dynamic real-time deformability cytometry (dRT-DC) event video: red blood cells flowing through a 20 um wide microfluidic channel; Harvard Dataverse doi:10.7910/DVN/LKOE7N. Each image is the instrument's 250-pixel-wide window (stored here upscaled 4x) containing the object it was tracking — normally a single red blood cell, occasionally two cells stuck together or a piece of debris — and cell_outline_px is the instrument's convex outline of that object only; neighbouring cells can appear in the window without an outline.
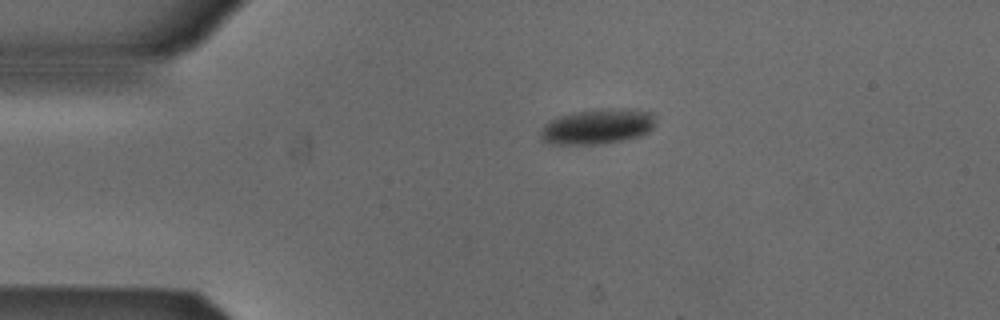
{"species": "Egyptian fruit bat (a non-hibernating species)", "species_latin": "Rousettus aegyptiacus", "temperature_condition": "cold", "stored_images_in_passage": 36, "camera_frame_rate_fps": 3000, "um_per_image_px": 0.085, "animal": {"sex": "male"}, "frame": {"image": 1, "passage_image": 1, "time_ms": 0.0, "image_size_px": [1000, 320], "cell_outline_px": [[656, 116], [652, 128], [648, 132], [640, 136], [600, 144], [556, 144], [540, 140], [540, 136], [544, 124], [560, 116], [572, 112], [596, 108], [636, 108], [652, 112]], "centroid_in_image_um": [50.82, 10.72], "position_along_channel_um": 34.2, "area_um2": 23.87}}
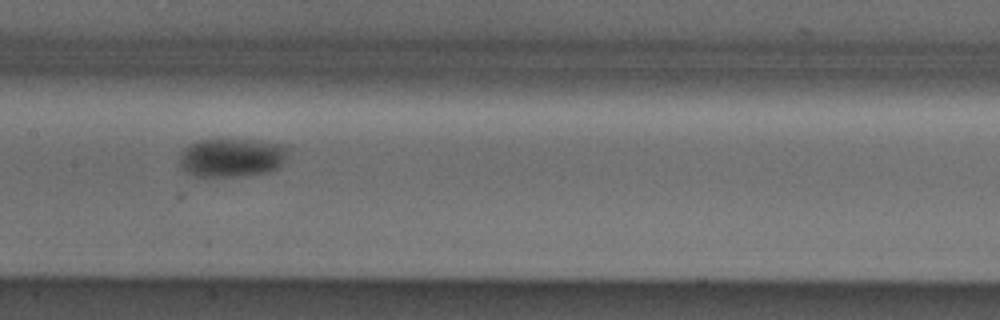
{"frame": {"image": 2, "passage_image": 16, "time_ms": 5.0, "image_size_px": [1000, 320], "cell_outline_px": [[288, 152], [280, 168], [268, 172], [240, 176], [204, 180], [192, 176], [184, 172], [180, 168], [180, 152], [188, 144], [200, 140], [264, 140], [284, 144], [288, 148]], "centroid_in_image_um": [19.66, 13.44], "position_along_channel_um": 187.7, "area_um2": 25.55}}
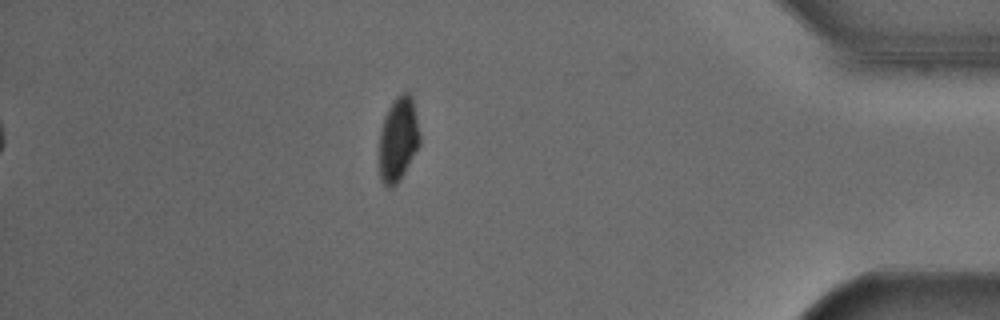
{"frame": {"image": 3, "passage_image": 36, "time_ms": 11.667, "image_size_px": [1000, 320], "cell_outline_px": [[420, 144], [400, 180], [392, 188], [388, 188], [380, 180], [380, 128], [384, 116], [392, 100], [400, 92], [408, 92], [412, 96], [420, 132]], "centroid_in_image_um": [33.85, 11.8], "position_along_channel_um": 401.3, "area_um2": 20.17}, "authors_computed_cell_mechanics": {"area_um2": 24.1026, "velocity_mm_per_s": 3.8658, "shape_relaxation_time_tau1_ms": 2.6968, "shape_relaxation_time_tau2_ms": null, "deformation_change_tau1": 0.0958, "deformation_change_tau2": null}}